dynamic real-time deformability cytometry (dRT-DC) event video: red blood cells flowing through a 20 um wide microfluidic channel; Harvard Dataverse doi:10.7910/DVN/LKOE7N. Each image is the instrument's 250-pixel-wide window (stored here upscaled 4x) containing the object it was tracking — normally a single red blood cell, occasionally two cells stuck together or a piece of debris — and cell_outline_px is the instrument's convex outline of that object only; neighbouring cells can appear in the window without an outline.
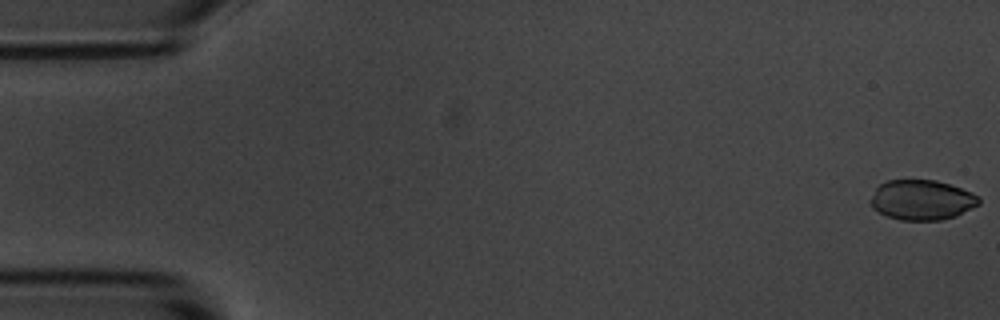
{"species": "common noctule bat (a hibernating species)", "species_latin": "Nyctalus noctula", "temperature_condition": "room temperature", "stored_images_in_passage": 4, "camera_frame_rate_fps": 3000, "um_per_image_px": 0.085, "animal": {"sex": "male", "body_mass_g": 20.1, "forearm_length_mm": 53.5}, "frame": {"image": 1, "passage_image": 1, "time_ms": 0.0, "image_size_px": [1000, 320], "cell_outline_px": [[980, 204], [956, 216], [940, 220], [900, 220], [888, 216], [872, 208], [868, 200], [876, 188], [880, 184], [888, 180], [936, 180], [972, 192], [980, 196]], "centroid_in_image_um": [78.35, 16.99], "position_along_channel_um": 6.7, "area_um2": 25.37}}